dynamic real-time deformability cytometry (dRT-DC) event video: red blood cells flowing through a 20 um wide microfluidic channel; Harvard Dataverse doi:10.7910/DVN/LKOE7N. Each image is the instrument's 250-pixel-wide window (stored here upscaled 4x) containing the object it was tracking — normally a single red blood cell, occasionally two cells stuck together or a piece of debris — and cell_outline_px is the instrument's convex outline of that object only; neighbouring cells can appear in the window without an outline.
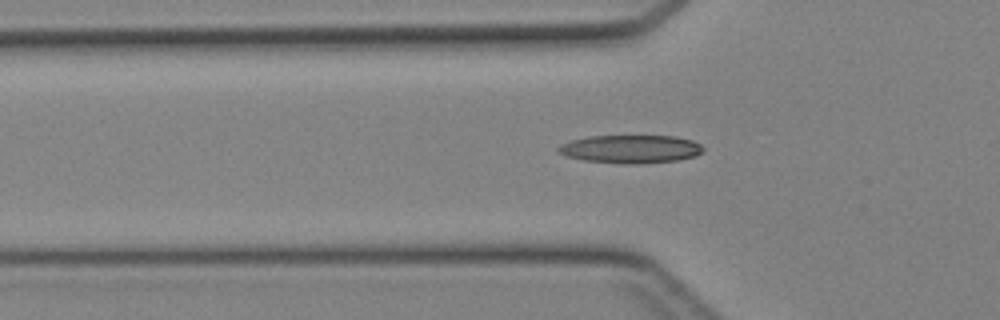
{"species": "Egyptian fruit bat (a non-hibernating species)", "species_latin": "Rousettus aegyptiacus", "temperature_condition": "cold", "stored_images_in_passage": 30, "camera_frame_rate_fps": 3000, "um_per_image_px": 0.085, "animal": {"sex": "female"}, "frame": {"image": 1, "passage_image": 5, "time_ms": 1.333, "image_size_px": [1000, 320], "cell_outline_px": [[704, 148], [696, 156], [680, 160], [640, 164], [624, 164], [584, 160], [568, 156], [560, 152], [556, 148], [560, 144], [572, 140], [588, 136], [676, 136], [692, 140], [700, 144]], "centroid_in_image_um": [53.63, 12.67], "position_along_channel_um": 72.2, "area_um2": 23.81}}
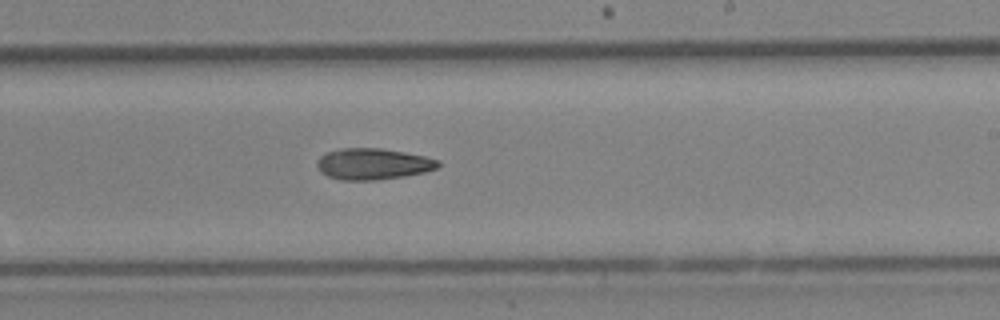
{"frame": {"image": 2, "passage_image": 17, "time_ms": 5.333, "image_size_px": [1000, 320], "cell_outline_px": [[440, 164], [436, 168], [424, 172], [404, 176], [376, 180], [340, 180], [328, 176], [320, 172], [316, 164], [316, 160], [320, 156], [328, 152], [340, 148], [380, 148], [404, 152], [424, 156], [440, 160]], "centroid_in_image_um": [31.68, 13.93], "position_along_channel_um": 257.3, "area_um2": 22.08}}
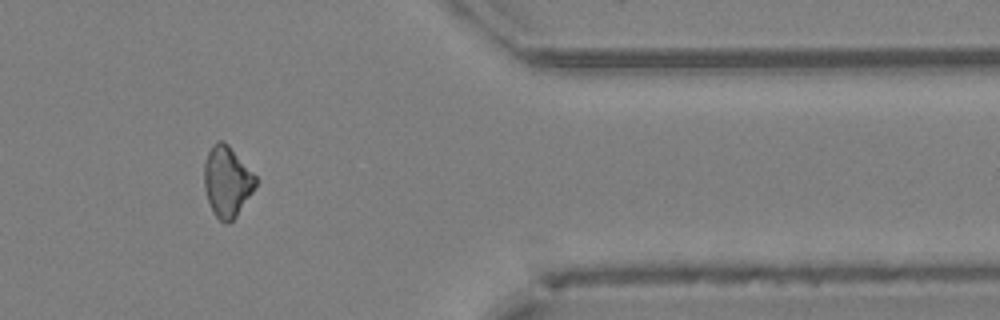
{"frame": {"image": 3, "passage_image": 27, "time_ms": 8.667, "image_size_px": [1000, 320], "cell_outline_px": [[260, 180], [236, 216], [228, 224], [224, 224], [212, 212], [204, 188], [204, 164], [208, 152], [212, 144], [216, 140], [224, 140], [228, 144]], "centroid_in_image_um": [19.3, 15.41], "position_along_channel_um": 392.1, "area_um2": 21.39}}